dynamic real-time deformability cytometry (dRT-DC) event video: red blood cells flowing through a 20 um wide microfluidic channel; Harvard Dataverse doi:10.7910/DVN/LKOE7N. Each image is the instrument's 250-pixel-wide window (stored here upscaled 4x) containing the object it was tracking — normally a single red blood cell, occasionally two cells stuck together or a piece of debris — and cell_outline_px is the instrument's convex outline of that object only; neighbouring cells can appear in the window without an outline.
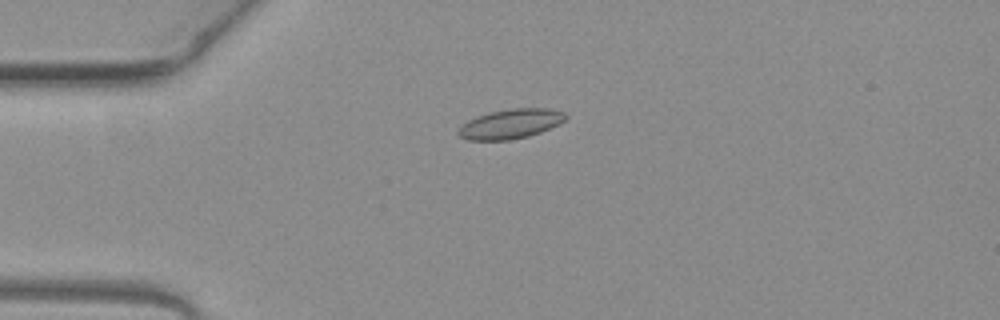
{"species": "common noctule bat (a hibernating species)", "species_latin": "Nyctalus noctula", "temperature_condition": "warm", "stored_images_in_passage": 53, "camera_frame_rate_fps": 3000, "um_per_image_px": 0.085, "animal": {"sex": "female", "body_mass_g": 19.3, "forearm_length_mm": 54.1}, "frame": {"image": 1, "passage_image": 14, "time_ms": 4.333, "image_size_px": [1000, 320], "cell_outline_px": [[568, 116], [560, 124], [540, 132], [528, 136], [508, 140], [468, 140], [460, 136], [456, 132], [468, 120], [476, 116], [488, 112], [512, 108], [548, 108], [564, 112]], "centroid_in_image_um": [43.41, 10.52], "position_along_channel_um": 41.6, "area_um2": 18.5}}
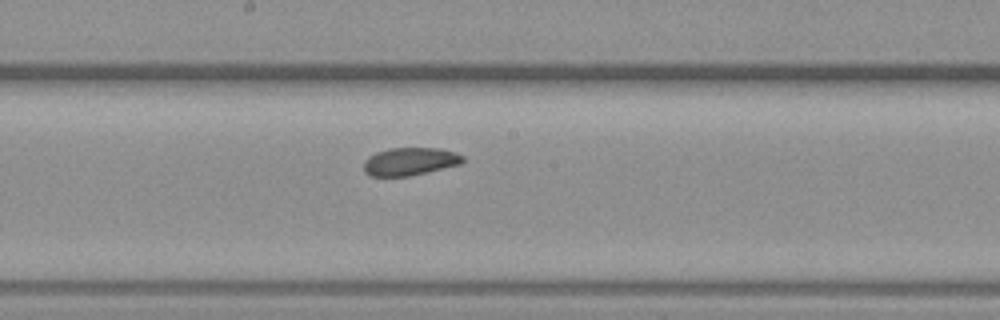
{"frame": {"image": 2, "passage_image": 29, "time_ms": 9.333, "image_size_px": [1000, 320], "cell_outline_px": [[464, 160], [460, 164], [412, 176], [368, 176], [364, 172], [364, 160], [368, 156], [376, 152], [388, 148], [440, 148], [456, 152], [464, 156]], "centroid_in_image_um": [34.83, 13.72], "position_along_channel_um": 213.4, "area_um2": 16.3}}
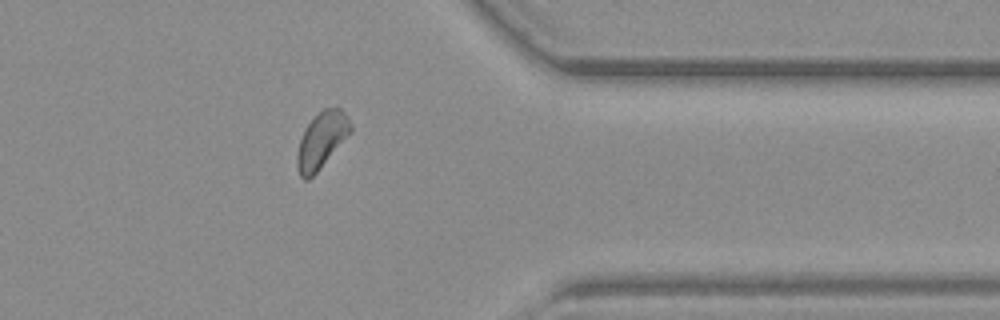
{"frame": {"image": 3, "passage_image": 43, "time_ms": 14.0, "image_size_px": [1000, 320], "cell_outline_px": [[352, 132], [316, 172], [308, 180], [304, 180], [300, 176], [296, 164], [296, 156], [300, 140], [308, 124], [324, 108], [336, 104], [348, 116], [352, 128]], "centroid_in_image_um": [27.36, 11.89], "position_along_channel_um": 384.0, "area_um2": 17.4}}